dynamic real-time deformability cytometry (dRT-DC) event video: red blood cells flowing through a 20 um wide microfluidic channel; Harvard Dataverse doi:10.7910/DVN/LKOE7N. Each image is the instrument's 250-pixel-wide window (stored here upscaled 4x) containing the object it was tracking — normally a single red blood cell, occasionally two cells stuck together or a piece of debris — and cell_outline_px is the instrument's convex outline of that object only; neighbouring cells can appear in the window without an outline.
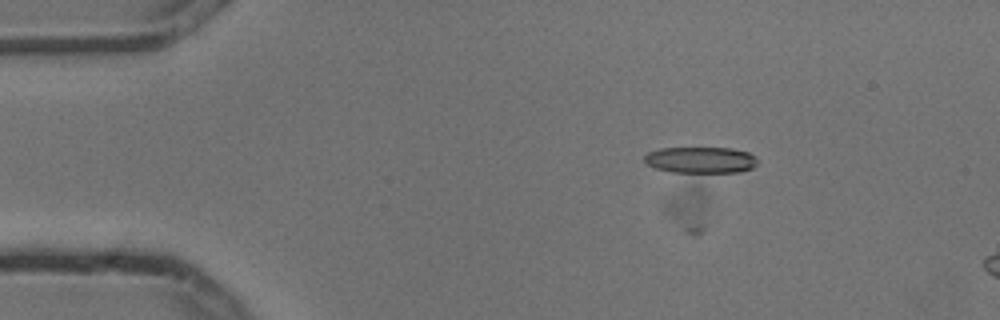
{"species": "common noctule bat (a hibernating species)", "species_latin": "Nyctalus noctula", "temperature_condition": "cold", "stored_images_in_passage": 5, "camera_frame_rate_fps": 3000, "um_per_image_px": 0.085, "animal": {"sex": "male", "body_mass_g": 13.3}, "frame": {"image": 1, "passage_image": 4, "time_ms": 1.0, "image_size_px": [1000, 320], "cell_outline_px": [[756, 164], [752, 168], [740, 172], [672, 172], [656, 168], [648, 164], [644, 160], [644, 156], [648, 152], [660, 148], [732, 148], [748, 152], [756, 156]], "centroid_in_image_um": [59.57, 13.59], "position_along_channel_um": 25.4, "area_um2": 17.28}}